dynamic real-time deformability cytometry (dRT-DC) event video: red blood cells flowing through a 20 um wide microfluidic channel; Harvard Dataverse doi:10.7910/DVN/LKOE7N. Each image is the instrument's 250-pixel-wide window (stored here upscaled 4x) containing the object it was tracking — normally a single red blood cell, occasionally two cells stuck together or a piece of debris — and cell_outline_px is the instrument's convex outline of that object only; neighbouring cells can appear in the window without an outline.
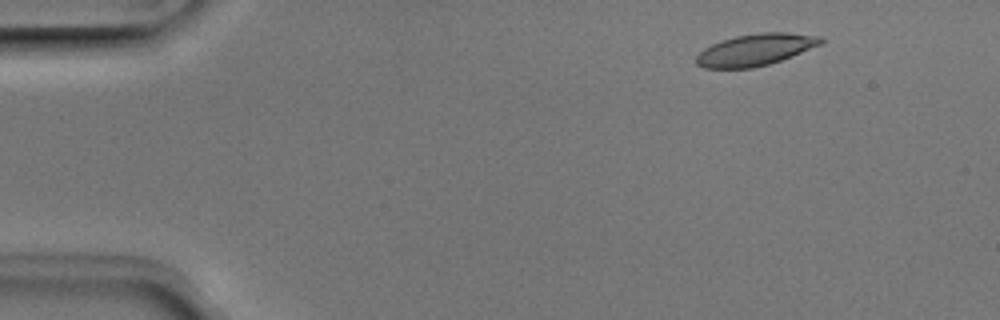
{"species": "Egyptian fruit bat (a non-hibernating species)", "species_latin": "Rousettus aegyptiacus", "temperature_condition": "room temperature", "stored_images_in_passage": 50, "camera_frame_rate_fps": 3000, "um_per_image_px": 0.085, "animal": {"sex": "male"}, "frame": {"image": 1, "passage_image": 5, "time_ms": 1.333, "image_size_px": [1000, 320], "cell_outline_px": [[824, 40], [820, 44], [792, 56], [768, 64], [752, 68], [704, 68], [696, 64], [696, 56], [704, 48], [712, 44], [736, 36], [760, 32], [788, 32], [824, 36]], "centroid_in_image_um": [64.23, 4.22], "position_along_channel_um": 20.8, "area_um2": 22.95}}
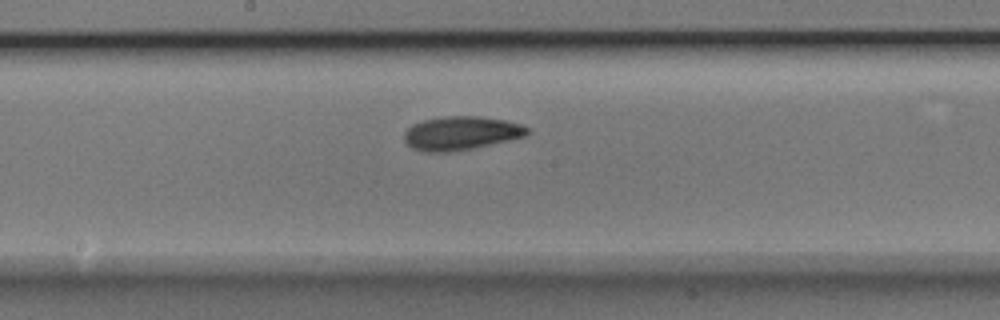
{"frame": {"image": 2, "passage_image": 26, "time_ms": 8.333, "image_size_px": [1000, 320], "cell_outline_px": [[532, 132], [528, 136], [472, 148], [452, 152], [424, 152], [412, 148], [404, 140], [404, 132], [412, 124], [424, 120], [448, 116], [480, 116], [504, 120], [520, 124], [528, 128]], "centroid_in_image_um": [39.2, 11.32], "position_along_channel_um": 209.0, "area_um2": 24.22}}
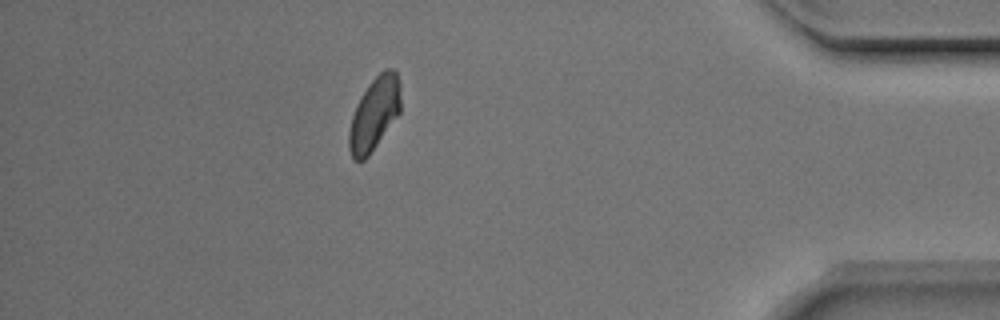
{"frame": {"image": 3, "passage_image": 44, "time_ms": 14.333, "image_size_px": [1000, 320], "cell_outline_px": [[400, 112], [368, 156], [364, 160], [352, 160], [348, 148], [348, 132], [352, 116], [356, 104], [368, 84], [384, 68], [392, 68], [396, 72], [400, 84]], "centroid_in_image_um": [31.8, 9.67], "position_along_channel_um": 403.4, "area_um2": 21.96}, "authors_computed_cell_mechanics": {"area_um2": 22.9466, "velocity_mm_per_s": 3.9491, "shape_relaxation_time_tau1_ms": 2.9153, "shape_relaxation_time_tau2_ms": 5.6912, "deformation_change_tau1": 0.1009, "deformation_change_tau2": 0.1003}}